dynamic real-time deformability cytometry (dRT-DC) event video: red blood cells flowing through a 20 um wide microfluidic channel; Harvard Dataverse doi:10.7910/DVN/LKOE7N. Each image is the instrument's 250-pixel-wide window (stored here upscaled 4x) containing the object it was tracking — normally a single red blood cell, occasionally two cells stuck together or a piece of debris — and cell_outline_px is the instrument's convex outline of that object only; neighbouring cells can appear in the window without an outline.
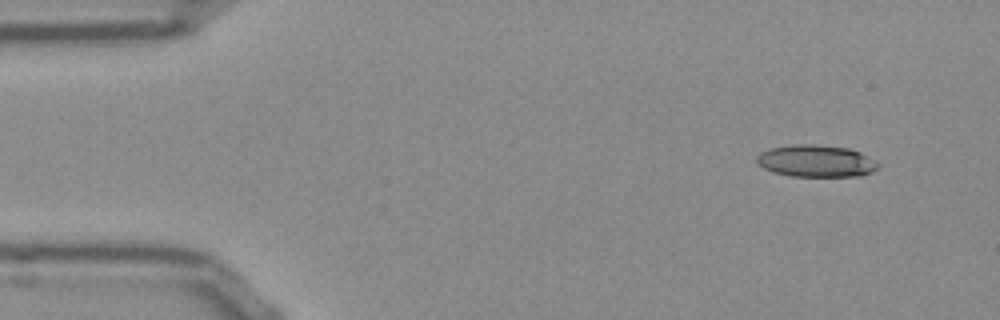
{"species": "Egyptian fruit bat (a non-hibernating species)", "species_latin": "Rousettus aegyptiacus", "temperature_condition": "room temperature", "stored_images_in_passage": 46, "camera_frame_rate_fps": 3000, "um_per_image_px": 0.085, "frame": {"image": 1, "passage_image": 1, "time_ms": 0.0, "image_size_px": [1000, 320], "cell_outline_px": [[880, 168], [872, 172], [860, 176], [792, 176], [772, 172], [756, 164], [756, 156], [760, 152], [768, 148], [796, 144], [812, 144], [848, 148], [860, 152], [880, 164]], "centroid_in_image_um": [69.34, 13.69], "position_along_channel_um": 15.7, "area_um2": 22.83}}
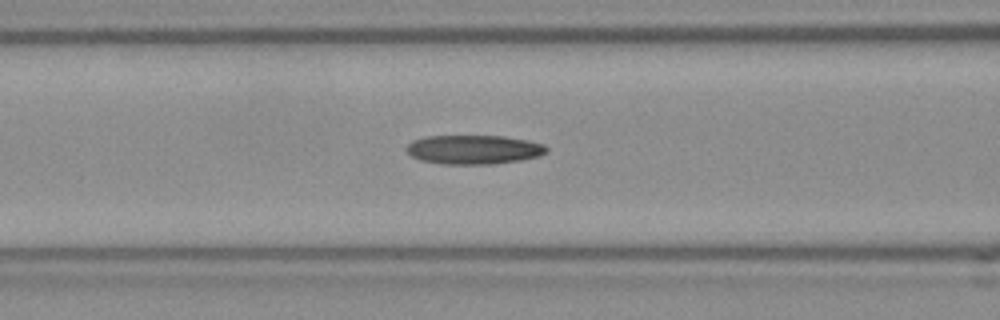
{"frame": {"image": 2, "passage_image": 17, "time_ms": 5.333, "image_size_px": [1000, 320], "cell_outline_px": [[548, 152], [540, 156], [520, 160], [492, 164], [444, 164], [420, 160], [412, 156], [404, 148], [412, 140], [424, 136], [504, 136], [528, 140], [544, 144], [548, 148]], "centroid_in_image_um": [40.28, 12.71], "position_along_channel_um": 126.3, "area_um2": 23.93}}
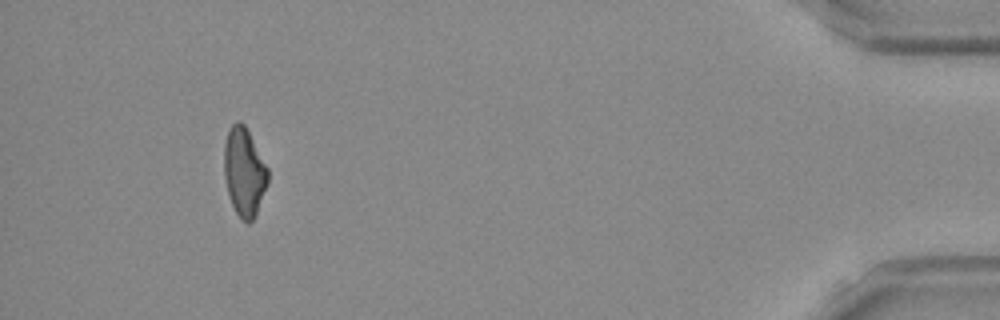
{"frame": {"image": 3, "passage_image": 45, "time_ms": 14.667, "image_size_px": [1000, 320], "cell_outline_px": [[268, 184], [256, 216], [248, 224], [240, 220], [232, 204], [228, 192], [224, 176], [224, 144], [228, 132], [232, 124], [236, 120], [240, 120], [244, 124], [268, 168]], "centroid_in_image_um": [20.76, 14.65], "position_along_channel_um": 414.4, "area_um2": 22.66}}